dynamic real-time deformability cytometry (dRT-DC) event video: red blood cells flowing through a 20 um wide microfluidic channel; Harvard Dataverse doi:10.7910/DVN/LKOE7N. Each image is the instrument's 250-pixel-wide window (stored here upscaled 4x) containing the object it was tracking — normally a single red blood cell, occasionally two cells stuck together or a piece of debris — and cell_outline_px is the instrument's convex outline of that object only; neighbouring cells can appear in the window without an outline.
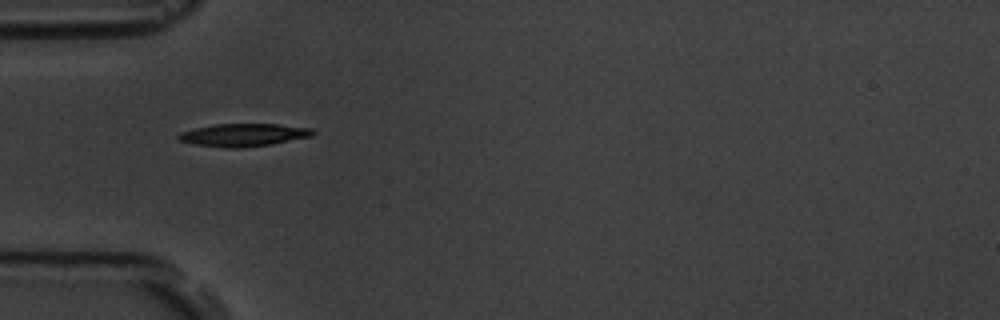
{"species": "common noctule bat (a hibernating species)", "species_latin": "Nyctalus noctula", "temperature_condition": "room temperature", "stored_images_in_passage": 7, "camera_frame_rate_fps": 3000, "um_per_image_px": 0.085, "animal": {"sex": "male", "body_mass_g": 19.5, "forearm_length_mm": 54.6}, "frame": {"image": 1, "passage_image": 6, "time_ms": 6.0, "image_size_px": [1000, 320], "cell_outline_px": [[316, 132], [312, 136], [272, 144], [240, 148], [224, 148], [196, 144], [180, 140], [176, 136], [180, 132], [212, 124], [276, 124], [312, 128]], "centroid_in_image_um": [20.72, 11.47], "position_along_channel_um": 64.3, "area_um2": 17.8}}
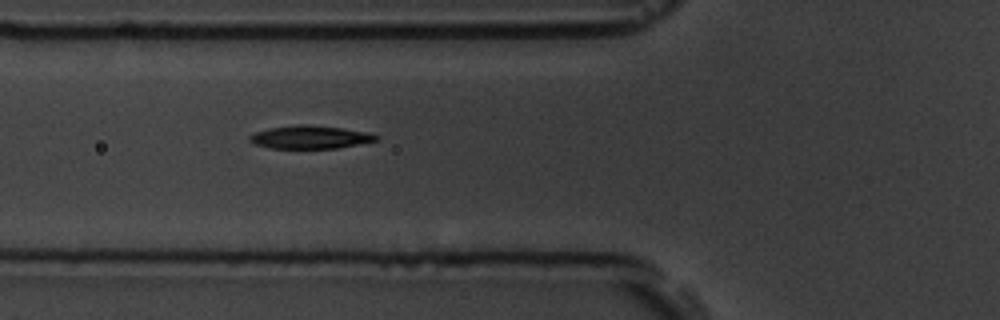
{"frame": {"image": 2, "passage_image": 7, "time_ms": 7.0, "image_size_px": [1000, 320], "cell_outline_px": [[380, 140], [336, 148], [272, 148], [256, 144], [248, 140], [248, 136], [256, 132], [268, 128], [300, 124], [304, 124], [340, 128], [368, 132], [380, 136]], "centroid_in_image_um": [26.38, 11.65], "position_along_channel_um": 99.4, "area_um2": 16.88}}